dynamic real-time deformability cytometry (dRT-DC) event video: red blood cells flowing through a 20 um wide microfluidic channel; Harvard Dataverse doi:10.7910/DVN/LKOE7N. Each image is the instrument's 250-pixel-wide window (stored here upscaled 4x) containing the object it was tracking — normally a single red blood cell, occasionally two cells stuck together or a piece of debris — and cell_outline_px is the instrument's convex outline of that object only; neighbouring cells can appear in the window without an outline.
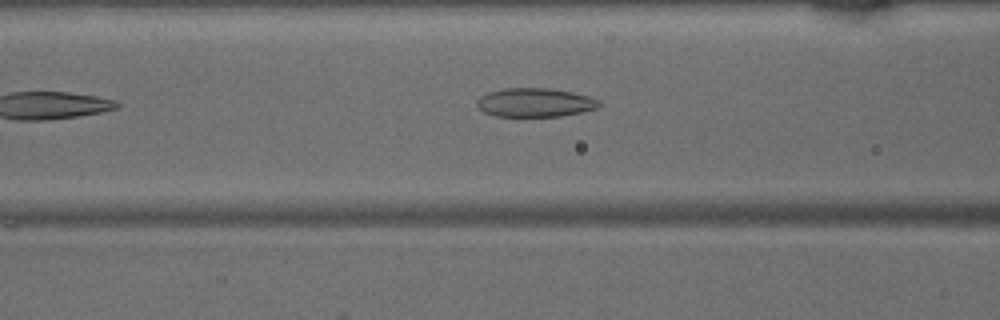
{"species": "common noctule bat (a hibernating species)", "species_latin": "Nyctalus noctula", "temperature_condition": "warm", "stored_images_in_passage": 13, "camera_frame_rate_fps": 3000, "um_per_image_px": 0.085, "animal": {"sex": "male", "body_mass_g": 15.6}, "frame": {"image": 1, "passage_image": 6, "time_ms": 1.667, "image_size_px": [1000, 320], "cell_outline_px": [[600, 108], [560, 116], [496, 116], [484, 112], [476, 104], [476, 100], [480, 96], [488, 92], [504, 88], [548, 88], [572, 92], [588, 96], [600, 100]], "centroid_in_image_um": [45.48, 8.71], "position_along_channel_um": 121.1, "area_um2": 20.52}}